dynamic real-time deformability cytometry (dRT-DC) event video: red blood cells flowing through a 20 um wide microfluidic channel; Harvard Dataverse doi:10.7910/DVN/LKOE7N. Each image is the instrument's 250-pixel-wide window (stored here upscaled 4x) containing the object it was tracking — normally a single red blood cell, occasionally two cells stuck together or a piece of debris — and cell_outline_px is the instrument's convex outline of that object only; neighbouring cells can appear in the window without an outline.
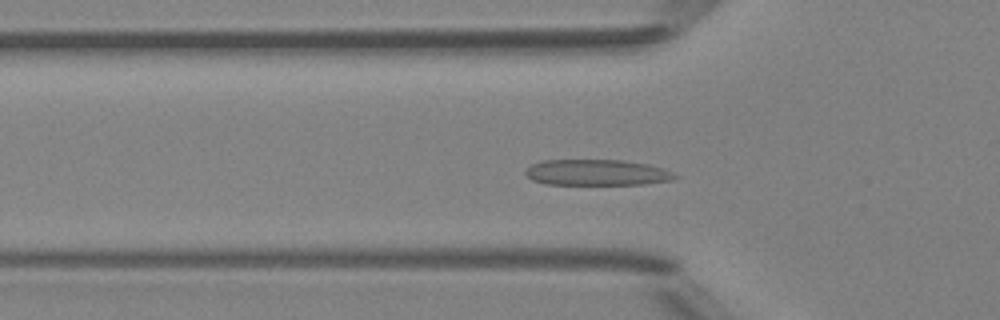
{"species": "Egyptian fruit bat (a non-hibernating species)", "species_latin": "Rousettus aegyptiacus", "temperature_condition": "room temperature", "stored_images_in_passage": 40, "camera_frame_rate_fps": 3000, "um_per_image_px": 0.085, "animal": {"sex": "female"}, "frame": {"image": 1, "passage_image": 14, "time_ms": 4.333, "image_size_px": [1000, 320], "cell_outline_px": [[680, 176], [672, 180], [644, 184], [544, 184], [532, 180], [524, 172], [532, 164], [540, 160], [624, 160], [648, 164], [672, 172]], "centroid_in_image_um": [50.72, 14.66], "position_along_channel_um": 75.1, "area_um2": 22.54}}
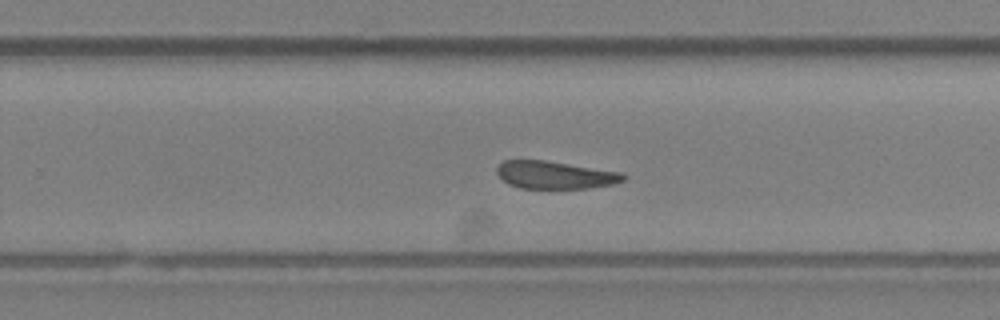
{"frame": {"image": 2, "passage_image": 29, "time_ms": 9.333, "image_size_px": [1000, 320], "cell_outline_px": [[628, 176], [624, 180], [612, 184], [588, 188], [520, 188], [508, 184], [496, 172], [496, 168], [504, 160], [544, 160], [624, 172]], "centroid_in_image_um": [47.21, 14.86], "position_along_channel_um": 282.6, "area_um2": 20.4}}
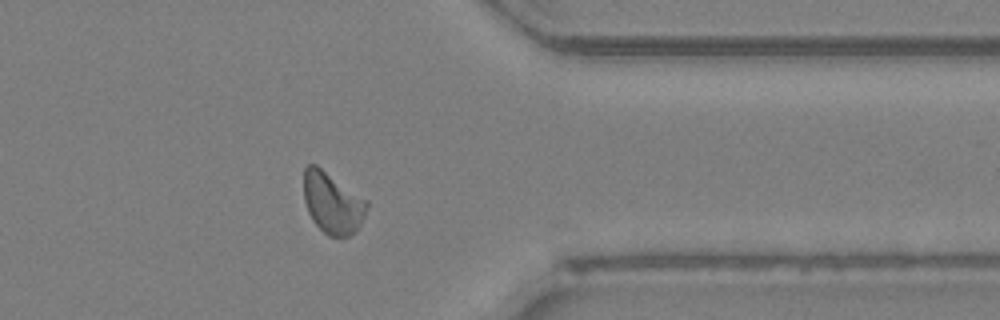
{"frame": {"image": 3, "passage_image": 37, "time_ms": 12.0, "image_size_px": [1000, 320], "cell_outline_px": [[368, 208], [356, 232], [348, 236], [328, 236], [312, 220], [308, 212], [304, 200], [304, 168], [308, 164], [316, 164], [368, 200]], "centroid_in_image_um": [28.26, 17.23], "position_along_channel_um": 383.1, "area_um2": 22.6}, "authors_computed_cell_mechanics": {"area_um2": 21.9351, "velocity_mm_per_s": 4.1674, "shape_relaxation_time_tau1_ms": 8.9499, "shape_relaxation_time_tau2_ms": 2.2756, "deformation_change_tau1": 0.1771, "deformation_change_tau2": 0.0843}}